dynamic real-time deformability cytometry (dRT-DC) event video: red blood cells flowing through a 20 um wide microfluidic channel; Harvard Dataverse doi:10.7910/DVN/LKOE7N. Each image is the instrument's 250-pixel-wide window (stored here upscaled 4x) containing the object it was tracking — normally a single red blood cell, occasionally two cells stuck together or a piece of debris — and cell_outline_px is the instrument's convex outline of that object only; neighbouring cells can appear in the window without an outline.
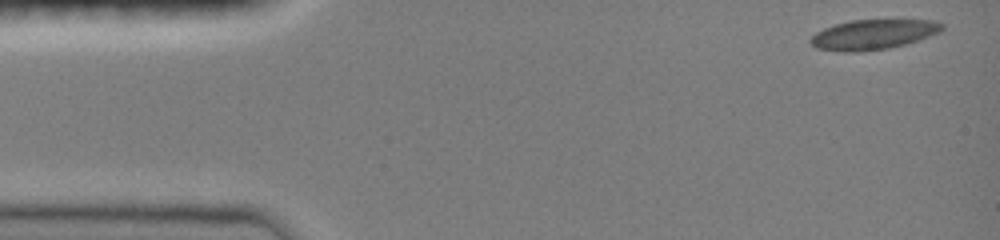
{"species": "common noctule bat (a hibernating species)", "species_latin": "Nyctalus noctula", "temperature_condition": "room temperature", "stored_images_in_passage": 30, "camera_frame_rate_fps": 3000, "um_per_image_px": 0.085, "animal": {"sex": "female", "body_mass_g": 19.0, "forearm_length_mm": 51.5}, "frame": {"image": 1, "passage_image": 1, "time_ms": 0.0, "image_size_px": [1000, 240], "cell_outline_px": [[944, 28], [940, 32], [920, 40], [888, 48], [856, 52], [844, 52], [816, 48], [808, 40], [816, 32], [824, 28], [836, 24], [852, 20], [932, 20], [944, 24]], "centroid_in_image_um": [74.23, 2.93], "position_along_channel_um": 10.8, "area_um2": 22.89}}
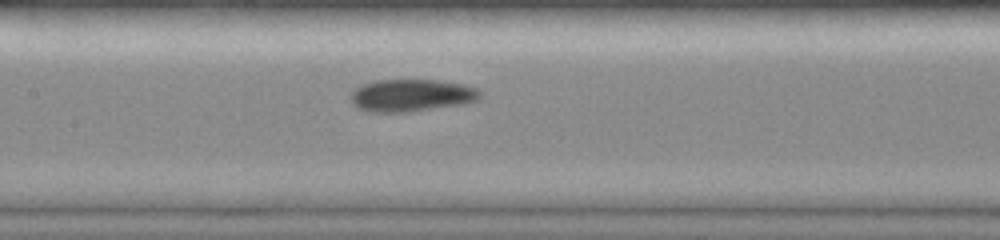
{"frame": {"image": 2, "passage_image": 17, "time_ms": 6.667, "image_size_px": [1000, 240], "cell_outline_px": [[484, 96], [476, 100], [464, 104], [408, 112], [364, 112], [356, 108], [352, 104], [348, 96], [356, 88], [364, 84], [376, 80], [440, 80], [464, 84], [476, 88]], "centroid_in_image_um": [34.95, 8.11], "position_along_channel_um": 172.5, "area_um2": 24.74}}
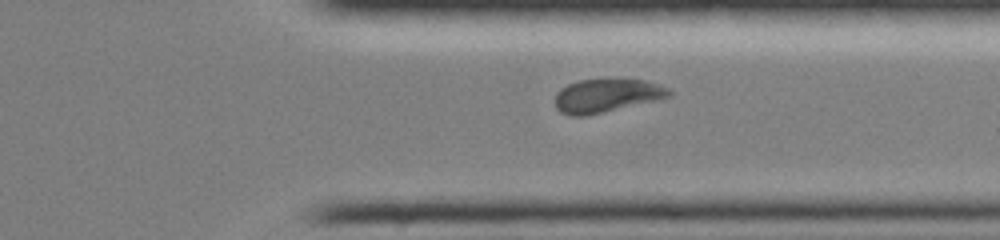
{"frame": {"image": 3, "passage_image": 29, "time_ms": 11.333, "image_size_px": [1000, 240], "cell_outline_px": [[672, 96], [604, 112], [584, 116], [572, 116], [560, 112], [556, 108], [556, 92], [560, 88], [568, 84], [580, 80], [604, 76], [616, 76], [644, 80], [660, 84], [668, 88], [672, 92]], "centroid_in_image_um": [51.57, 8.06], "position_along_channel_um": 359.8, "area_um2": 23.06}}